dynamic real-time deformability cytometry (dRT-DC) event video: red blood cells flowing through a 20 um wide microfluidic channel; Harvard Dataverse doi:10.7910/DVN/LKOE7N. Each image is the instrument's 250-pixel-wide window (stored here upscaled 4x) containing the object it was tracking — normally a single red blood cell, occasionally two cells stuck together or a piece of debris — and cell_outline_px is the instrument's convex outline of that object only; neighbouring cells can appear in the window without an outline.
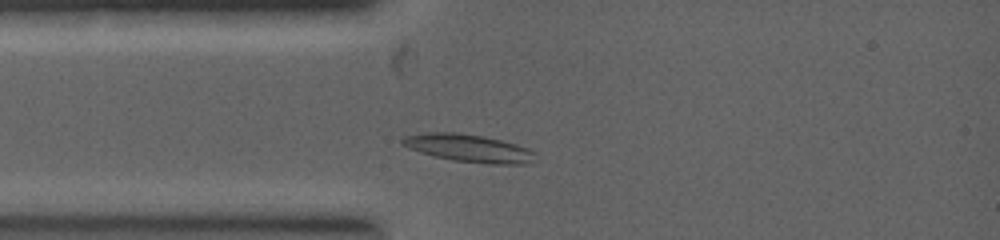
{"species": "common noctule bat (a hibernating species)", "species_latin": "Nyctalus noctula", "temperature_condition": "warm", "stored_images_in_passage": 12, "camera_frame_rate_fps": 5000, "um_per_image_px": 0.085, "animal": {"sex": "female", "body_mass_g": 19.0, "forearm_length_mm": 53.3}, "frame": {"image": 1, "passage_image": 4, "time_ms": 1.0, "image_size_px": [1000, 240], "cell_outline_px": [[536, 152], [532, 160], [528, 164], [488, 164], [452, 160], [420, 152], [408, 148], [400, 144], [400, 140], [404, 136], [428, 132], [456, 132], [484, 136], [516, 144], [528, 148]], "centroid_in_image_um": [39.82, 12.59], "position_along_channel_um": 45.2, "area_um2": 21.5}}
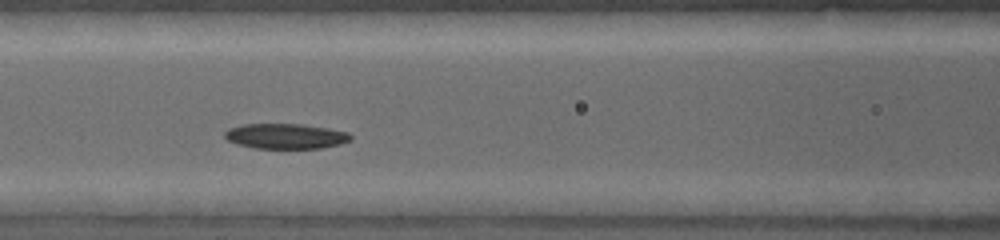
{"frame": {"image": 2, "passage_image": 9, "time_ms": 2.6, "image_size_px": [1000, 240], "cell_outline_px": [[352, 140], [340, 144], [320, 148], [256, 148], [236, 144], [228, 140], [224, 136], [224, 132], [228, 128], [240, 124], [300, 124], [328, 128], [348, 132], [352, 136]], "centroid_in_image_um": [24.26, 11.57], "position_along_channel_um": 142.3, "area_um2": 18.55}}